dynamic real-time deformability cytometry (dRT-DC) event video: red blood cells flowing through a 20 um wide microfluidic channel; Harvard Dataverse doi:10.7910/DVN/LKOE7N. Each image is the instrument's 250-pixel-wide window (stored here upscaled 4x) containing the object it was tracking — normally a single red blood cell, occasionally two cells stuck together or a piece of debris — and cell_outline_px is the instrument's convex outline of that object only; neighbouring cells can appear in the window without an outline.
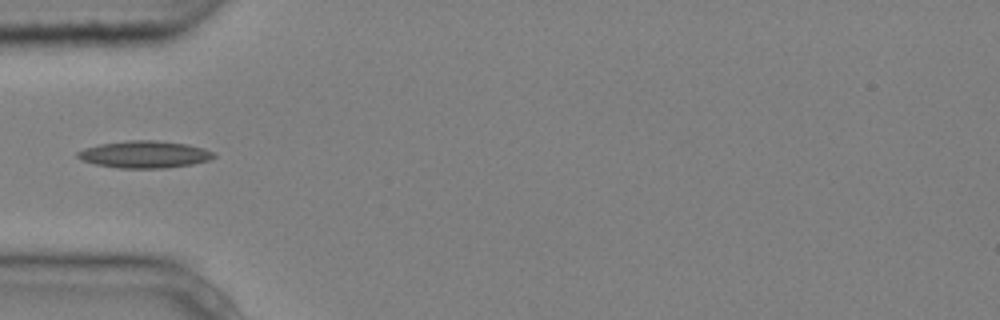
{"species": "common noctule bat (a hibernating species)", "species_latin": "Nyctalus noctula", "temperature_condition": "cold", "stored_images_in_passage": 7, "camera_frame_rate_fps": 3000, "um_per_image_px": 0.085, "animal": {"sex": "male", "body_mass_g": 20.4}, "frame": {"image": 1, "passage_image": 6, "time_ms": 1.667, "image_size_px": [1000, 320], "cell_outline_px": [[216, 156], [208, 160], [192, 164], [164, 168], [120, 168], [96, 164], [80, 160], [76, 156], [76, 152], [84, 148], [100, 144], [128, 140], [156, 140], [188, 144], [204, 148], [212, 152]], "centroid_in_image_um": [12.26, 13.12], "position_along_channel_um": 72.7, "area_um2": 21.5}}
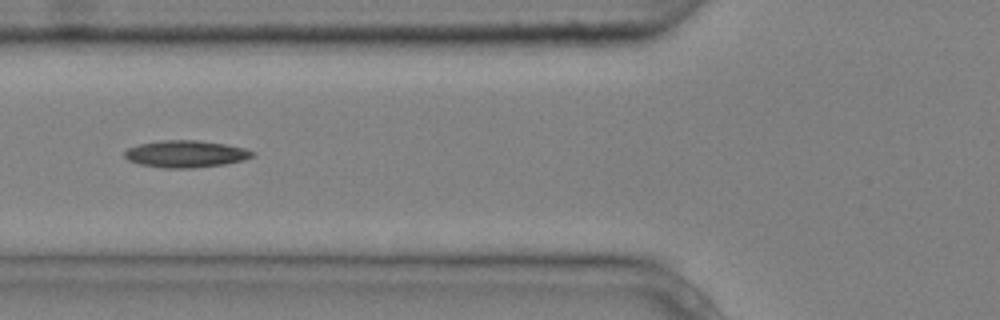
{"frame": {"image": 2, "passage_image": 7, "time_ms": 2.0, "image_size_px": [1000, 320], "cell_outline_px": [[256, 152], [252, 156], [244, 160], [224, 164], [192, 168], [164, 168], [140, 164], [128, 160], [124, 156], [124, 152], [128, 148], [140, 144], [160, 140], [196, 140], [224, 144], [244, 148]], "centroid_in_image_um": [15.78, 13.08], "position_along_channel_um": 110.0, "area_um2": 20.0}}